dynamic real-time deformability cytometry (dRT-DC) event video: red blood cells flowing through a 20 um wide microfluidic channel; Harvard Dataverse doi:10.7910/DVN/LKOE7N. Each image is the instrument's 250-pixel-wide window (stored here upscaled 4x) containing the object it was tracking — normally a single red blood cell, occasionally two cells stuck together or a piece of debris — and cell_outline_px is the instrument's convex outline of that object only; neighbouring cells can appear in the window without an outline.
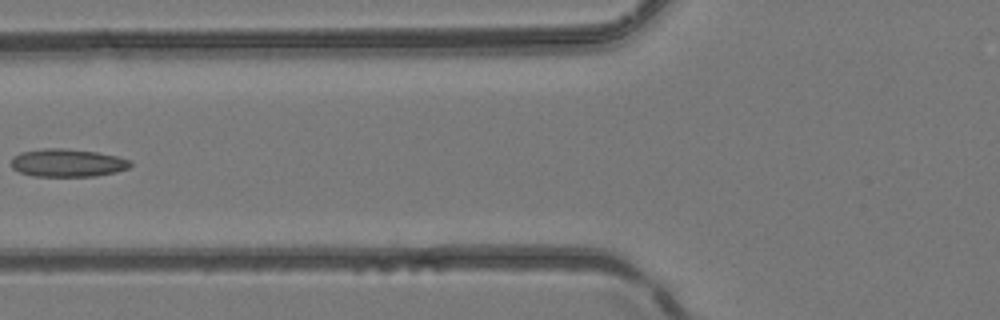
{"species": "common noctule bat (a hibernating species)", "species_latin": "Nyctalus noctula", "temperature_condition": "room temperature", "stored_images_in_passage": 5, "camera_frame_rate_fps": 3000, "um_per_image_px": 0.085, "animal": {"sex": "female", "body_mass_g": 24.6, "forearm_length_mm": 56.2}, "frame": {"image": 1, "passage_image": 5, "time_ms": 1.333, "image_size_px": [1000, 320], "cell_outline_px": [[132, 164], [128, 168], [116, 172], [96, 176], [32, 176], [20, 172], [12, 168], [12, 160], [20, 152], [44, 148], [64, 148], [96, 152], [116, 156], [132, 160]], "centroid_in_image_um": [5.76, 13.84], "position_along_channel_um": 120.0, "area_um2": 19.36}}